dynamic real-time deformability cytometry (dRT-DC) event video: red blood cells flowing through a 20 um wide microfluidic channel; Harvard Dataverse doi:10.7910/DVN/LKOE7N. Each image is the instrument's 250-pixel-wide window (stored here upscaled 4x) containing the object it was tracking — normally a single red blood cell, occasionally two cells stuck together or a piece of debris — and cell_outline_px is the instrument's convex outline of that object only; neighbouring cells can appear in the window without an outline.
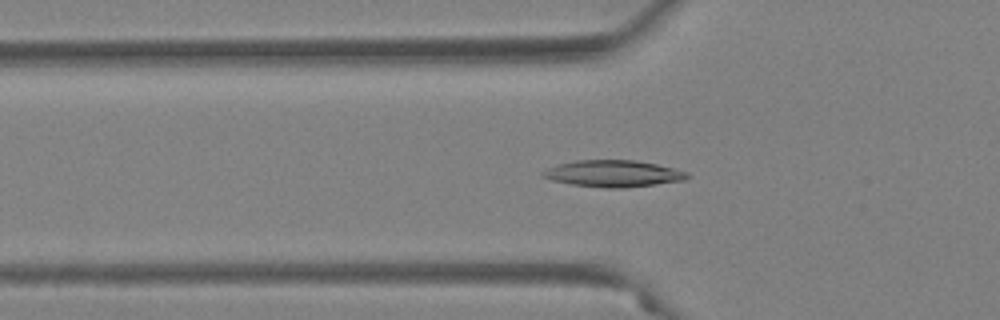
{"species": "Egyptian fruit bat (a non-hibernating species)", "species_latin": "Rousettus aegyptiacus", "temperature_condition": "warm", "stored_images_in_passage": 44, "camera_frame_rate_fps": 3000, "um_per_image_px": 0.085, "animal": {"sex": "female"}, "frame": {"image": 1, "passage_image": 8, "time_ms": 2.333, "image_size_px": [1000, 320], "cell_outline_px": [[688, 176], [684, 180], [656, 184], [624, 188], [604, 188], [572, 184], [552, 180], [540, 176], [540, 172], [548, 168], [560, 164], [576, 160], [632, 160], [656, 164], [688, 172]], "centroid_in_image_um": [52.09, 14.76], "position_along_channel_um": 73.7, "area_um2": 22.25}}
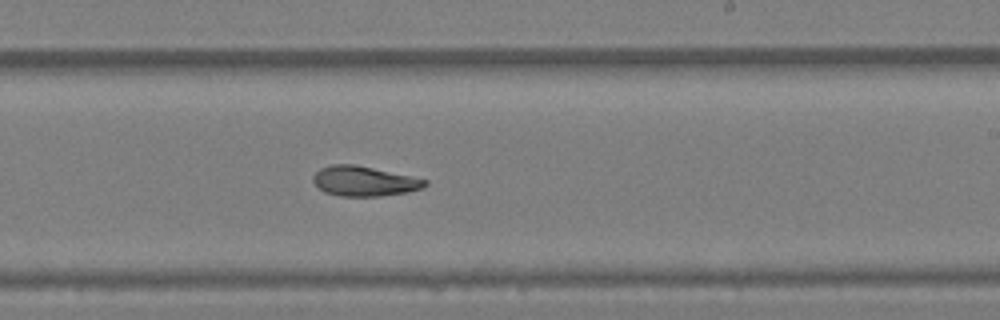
{"frame": {"image": 2, "passage_image": 23, "time_ms": 7.333, "image_size_px": [1000, 320], "cell_outline_px": [[428, 184], [424, 188], [408, 192], [380, 196], [340, 196], [324, 192], [312, 180], [312, 176], [320, 168], [332, 164], [356, 164], [428, 180]], "centroid_in_image_um": [30.96, 15.4], "position_along_channel_um": 258.0, "area_um2": 19.54}}
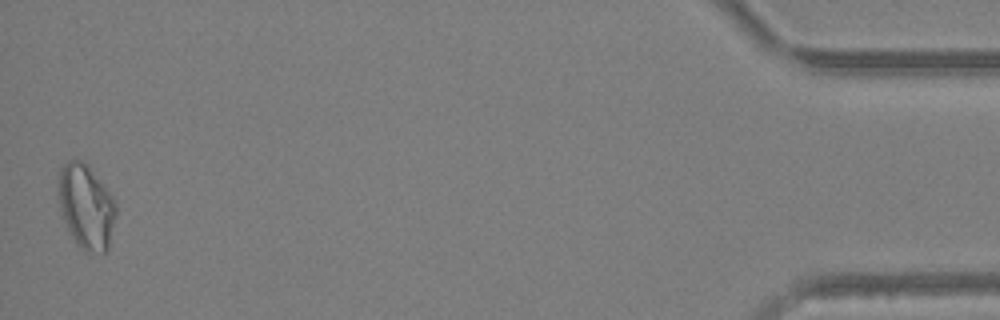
{"frame": {"image": 3, "passage_image": 44, "time_ms": 14.333, "image_size_px": [1000, 320], "cell_outline_px": [[116, 216], [108, 248], [104, 252], [84, 252], [76, 244], [60, 216], [60, 168], [68, 160], [80, 160], [88, 164], [112, 196], [116, 204]], "centroid_in_image_um": [7.33, 17.59], "position_along_channel_um": 427.9, "area_um2": 28.26}}